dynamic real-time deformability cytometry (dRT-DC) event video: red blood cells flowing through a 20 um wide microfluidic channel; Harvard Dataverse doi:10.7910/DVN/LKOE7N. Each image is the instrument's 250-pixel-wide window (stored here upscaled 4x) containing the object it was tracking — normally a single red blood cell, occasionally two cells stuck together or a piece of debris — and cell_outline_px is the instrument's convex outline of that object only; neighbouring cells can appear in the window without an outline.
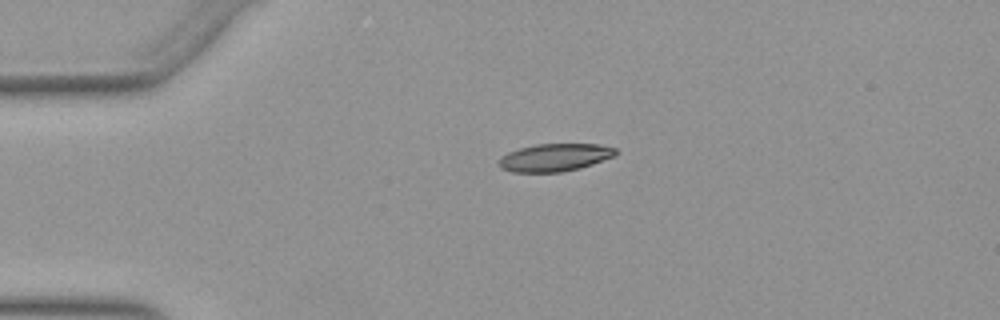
{"species": "Egyptian fruit bat (a non-hibernating species)", "species_latin": "Rousettus aegyptiacus", "temperature_condition": "warm", "stored_images_in_passage": 41, "camera_frame_rate_fps": 3000, "um_per_image_px": 0.085, "animal": {"sex": "female"}, "frame": {"image": 1, "passage_image": 1, "time_ms": 0.0, "image_size_px": [1000, 320], "cell_outline_px": [[620, 152], [616, 156], [580, 168], [560, 172], [512, 172], [500, 168], [496, 164], [500, 156], [508, 152], [520, 148], [536, 144], [600, 144], [616, 148]], "centroid_in_image_um": [47.15, 13.38], "position_along_channel_um": 37.8, "area_um2": 19.13}}
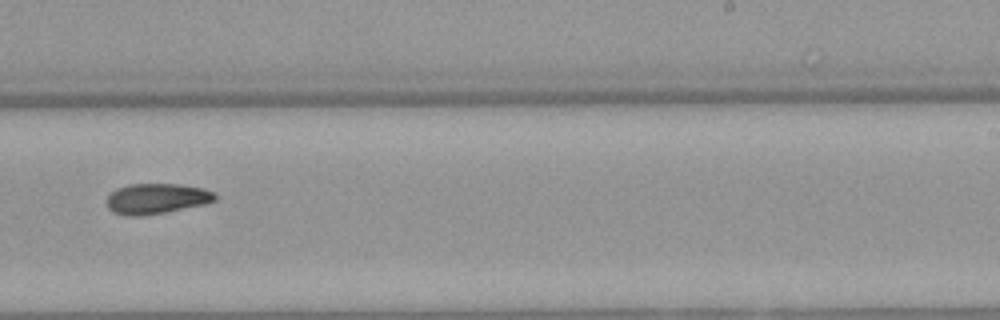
{"frame": {"image": 2, "passage_image": 22, "time_ms": 7.0, "image_size_px": [1000, 320], "cell_outline_px": [[216, 200], [204, 204], [144, 216], [128, 216], [112, 212], [108, 208], [108, 196], [116, 188], [132, 184], [180, 184], [204, 188], [212, 192], [216, 196]], "centroid_in_image_um": [13.3, 16.88], "position_along_channel_um": 275.7, "area_um2": 19.07}}
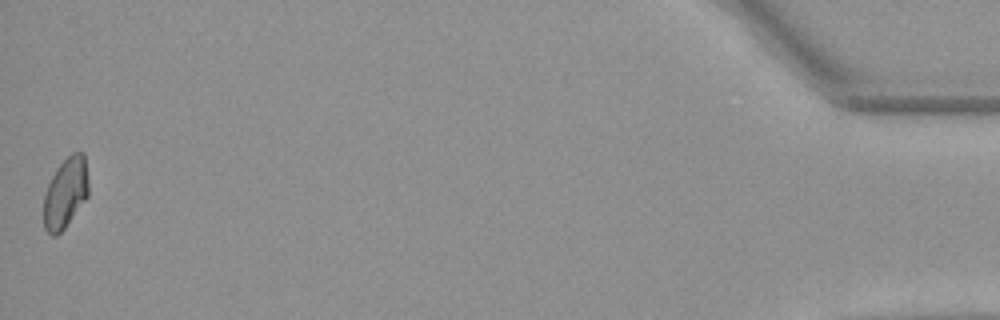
{"frame": {"image": 3, "passage_image": 41, "time_ms": 13.333, "image_size_px": [1000, 320], "cell_outline_px": [[88, 196], [64, 228], [56, 236], [52, 236], [44, 228], [44, 192], [56, 168], [72, 152], [84, 152], [88, 180]], "centroid_in_image_um": [5.56, 16.39], "position_along_channel_um": 429.6, "area_um2": 18.32}}